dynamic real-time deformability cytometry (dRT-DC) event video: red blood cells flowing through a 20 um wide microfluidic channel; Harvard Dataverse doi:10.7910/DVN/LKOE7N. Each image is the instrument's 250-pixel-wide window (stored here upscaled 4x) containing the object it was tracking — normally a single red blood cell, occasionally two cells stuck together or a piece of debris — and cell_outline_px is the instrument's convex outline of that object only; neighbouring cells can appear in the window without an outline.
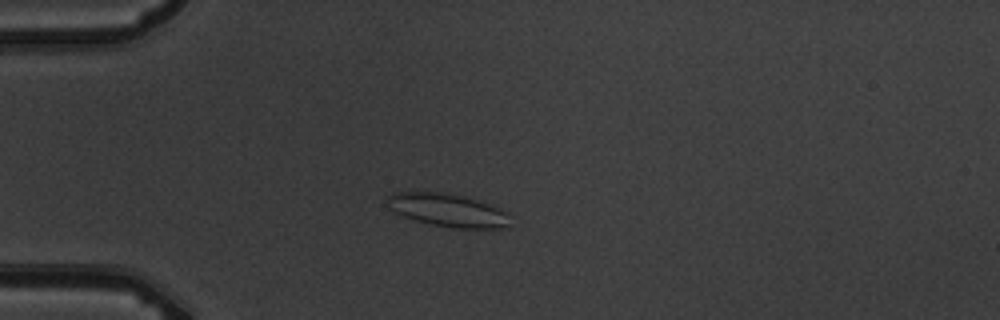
{"species": "common noctule bat (a hibernating species)", "species_latin": "Nyctalus noctula", "temperature_condition": "warm", "stored_images_in_passage": 4, "camera_frame_rate_fps": 3000, "um_per_image_px": 0.085, "animal": {"sex": "male", "body_mass_g": 19.5, "forearm_length_mm": 54.6}, "frame": {"image": 1, "passage_image": 4, "time_ms": 4.333, "image_size_px": [1000, 320], "cell_outline_px": [[512, 228], [452, 228], [412, 220], [388, 208], [384, 204], [384, 200], [392, 192], [440, 192], [468, 196], [500, 208], [508, 212]], "centroid_in_image_um": [38.07, 17.86], "position_along_channel_um": 46.9, "area_um2": 24.28}}